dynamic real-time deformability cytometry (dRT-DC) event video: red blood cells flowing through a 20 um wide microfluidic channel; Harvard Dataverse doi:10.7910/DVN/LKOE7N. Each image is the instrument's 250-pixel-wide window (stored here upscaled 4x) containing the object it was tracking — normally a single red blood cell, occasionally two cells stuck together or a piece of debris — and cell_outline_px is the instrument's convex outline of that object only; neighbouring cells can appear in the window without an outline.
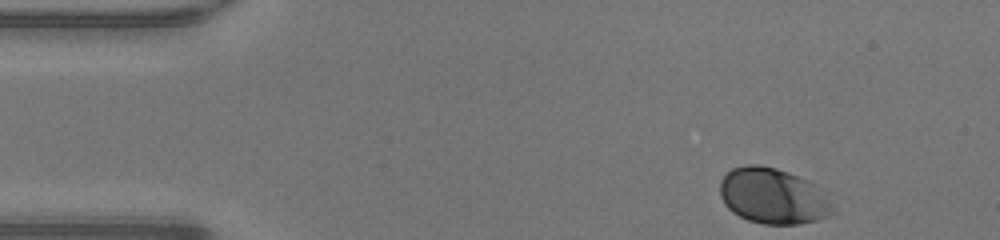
{"species": "human", "species_latin": "Homo sapiens", "temperature_condition": "warm", "stored_images_in_passage": 36, "camera_frame_rate_fps": 3000, "um_per_image_px": 0.085, "donor": {"sex": "male"}, "frame": {"image": 1, "passage_image": 1, "time_ms": 0.0, "image_size_px": [1000, 240], "cell_outline_px": [[836, 212], [828, 216], [816, 220], [800, 224], [764, 224], [748, 220], [732, 212], [724, 204], [720, 196], [720, 180], [732, 168], [748, 164], [760, 164], [776, 168], [788, 172], [808, 180], [816, 184], [820, 188]], "centroid_in_image_um": [65.69, 16.66], "position_along_channel_um": 19.3, "area_um2": 36.76}}
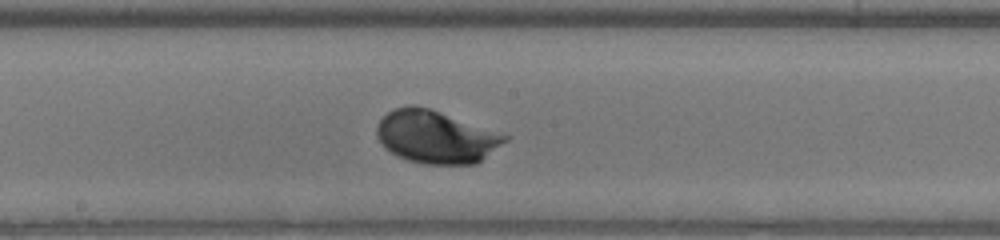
{"frame": {"image": 2, "passage_image": 21, "time_ms": 6.667, "image_size_px": [1000, 240], "cell_outline_px": [[508, 140], [476, 164], [424, 164], [408, 160], [396, 156], [384, 148], [376, 136], [376, 128], [380, 120], [392, 108], [408, 104], [412, 104], [428, 108], [440, 112], [508, 136]], "centroid_in_image_um": [36.99, 11.64], "position_along_channel_um": 211.2, "area_um2": 39.13}}
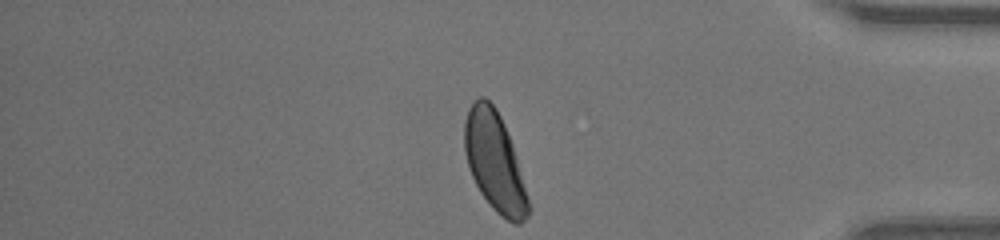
{"frame": {"image": 3, "passage_image": 36, "time_ms": 11.667, "image_size_px": [1000, 240], "cell_outline_px": [[532, 208], [528, 216], [520, 224], [516, 224], [508, 220], [496, 212], [492, 208], [480, 192], [468, 168], [464, 152], [464, 120], [468, 108], [480, 96], [484, 96], [496, 108], [504, 124], [512, 144]], "centroid_in_image_um": [42.04, 13.77], "position_along_channel_um": 393.2, "area_um2": 36.88}, "authors_computed_cell_mechanics": {"area_um2": 36.4718, "velocity_mm_per_s": 4.2614, "shape_relaxation_time_tau1_ms": 1.3367, "shape_relaxation_time_tau2_ms": null, "deformation_change_tau1": 0.0877, "deformation_change_tau2": null}}